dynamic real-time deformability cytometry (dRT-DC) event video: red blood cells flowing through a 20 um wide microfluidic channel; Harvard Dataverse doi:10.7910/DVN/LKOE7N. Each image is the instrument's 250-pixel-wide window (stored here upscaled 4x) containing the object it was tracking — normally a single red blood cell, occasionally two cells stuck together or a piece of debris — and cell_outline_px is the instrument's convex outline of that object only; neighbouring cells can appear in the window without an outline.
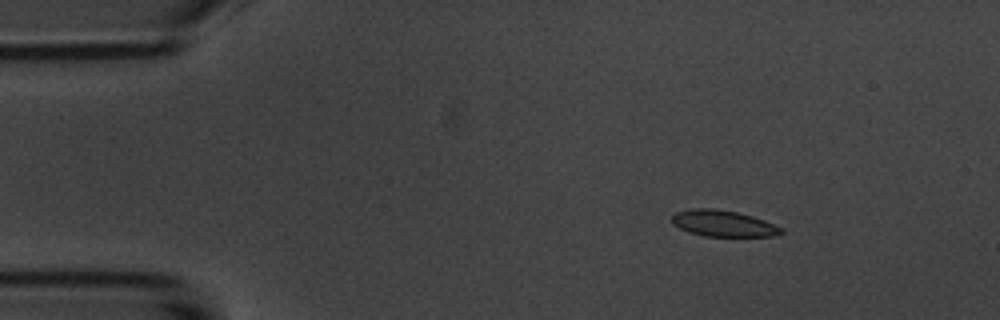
{"species": "common noctule bat (a hibernating species)", "species_latin": "Nyctalus noctula", "temperature_condition": "room temperature", "stored_images_in_passage": 6, "camera_frame_rate_fps": 3000, "um_per_image_px": 0.085, "animal": {"sex": "male", "body_mass_g": 20.1, "forearm_length_mm": 53.5}, "frame": {"image": 1, "passage_image": 3, "time_ms": 2.333, "image_size_px": [1000, 320], "cell_outline_px": [[784, 232], [776, 236], [704, 236], [688, 232], [672, 224], [672, 216], [676, 212], [692, 208], [716, 208], [736, 212], [752, 216], [764, 220], [784, 228]], "centroid_in_image_um": [61.48, 18.99], "position_along_channel_um": 23.5, "area_um2": 16.82}}
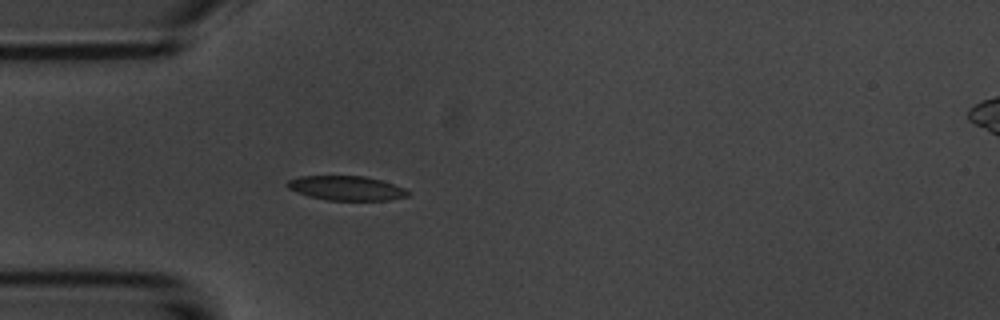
{"frame": {"image": 2, "passage_image": 5, "time_ms": 5.0, "image_size_px": [1000, 320], "cell_outline_px": [[408, 196], [388, 200], [328, 200], [308, 196], [296, 192], [288, 188], [284, 184], [288, 180], [300, 176], [364, 176], [380, 180], [404, 188], [408, 192]], "centroid_in_image_um": [29.38, 15.99], "position_along_channel_um": 55.6, "area_um2": 17.05}}